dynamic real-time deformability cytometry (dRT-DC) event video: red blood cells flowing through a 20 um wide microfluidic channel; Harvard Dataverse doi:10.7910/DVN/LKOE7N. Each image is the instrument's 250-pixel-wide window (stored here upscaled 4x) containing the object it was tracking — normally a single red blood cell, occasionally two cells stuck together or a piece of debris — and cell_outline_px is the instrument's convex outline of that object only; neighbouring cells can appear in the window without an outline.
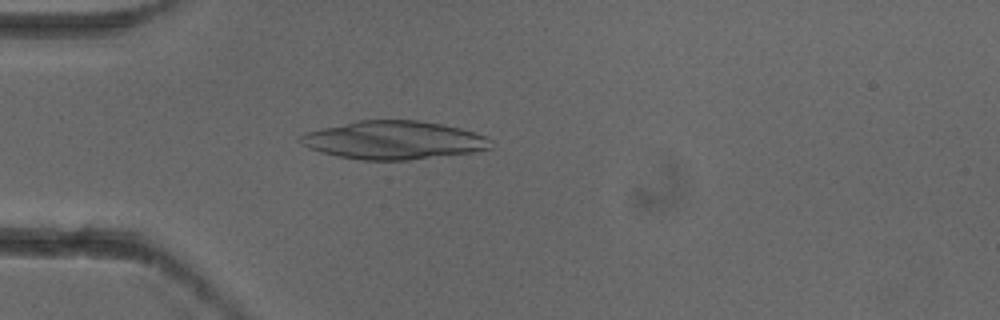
{"species": "common noctule bat (a hibernating species)", "species_latin": "Nyctalus noctula", "temperature_condition": "cold", "stored_images_in_passage": 4, "camera_frame_rate_fps": 3000, "um_per_image_px": 0.085, "animal": {"sex": "female"}, "frame": {"image": 1, "passage_image": 4, "time_ms": 1.0, "image_size_px": [1000, 320], "cell_outline_px": [[492, 148], [476, 152], [408, 160], [360, 160], [336, 156], [320, 152], [308, 148], [300, 144], [296, 140], [304, 132], [356, 120], [420, 120], [460, 128], [488, 136], [492, 140]], "centroid_in_image_um": [33.45, 11.91], "position_along_channel_um": 51.6, "area_um2": 43.0}}